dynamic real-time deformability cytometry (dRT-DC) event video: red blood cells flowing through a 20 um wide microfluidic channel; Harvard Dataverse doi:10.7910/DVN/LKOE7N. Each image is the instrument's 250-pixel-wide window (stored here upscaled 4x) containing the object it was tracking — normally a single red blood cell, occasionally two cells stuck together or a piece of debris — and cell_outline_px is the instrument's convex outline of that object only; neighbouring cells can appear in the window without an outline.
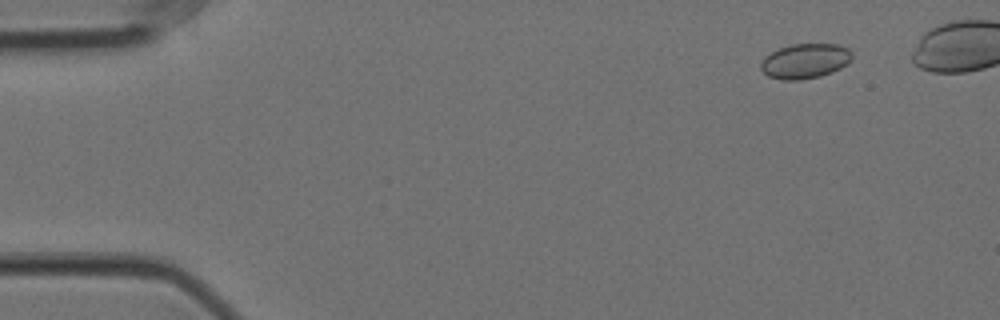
{"species": "Egyptian fruit bat (a non-hibernating species)", "species_latin": "Rousettus aegyptiacus", "temperature_condition": "cold", "stored_images_in_passage": 13, "camera_frame_rate_fps": 3000, "um_per_image_px": 0.085, "animal": {"sex": "female"}, "frame": {"image": 1, "passage_image": 6, "time_ms": 1.667, "image_size_px": [1000, 320], "cell_outline_px": [[852, 60], [840, 68], [832, 72], [820, 76], [800, 80], [784, 80], [768, 76], [760, 68], [760, 64], [764, 56], [780, 48], [792, 44], [840, 44], [848, 48], [852, 52]], "centroid_in_image_um": [68.44, 5.18], "position_along_channel_um": 16.6, "area_um2": 18.61}}